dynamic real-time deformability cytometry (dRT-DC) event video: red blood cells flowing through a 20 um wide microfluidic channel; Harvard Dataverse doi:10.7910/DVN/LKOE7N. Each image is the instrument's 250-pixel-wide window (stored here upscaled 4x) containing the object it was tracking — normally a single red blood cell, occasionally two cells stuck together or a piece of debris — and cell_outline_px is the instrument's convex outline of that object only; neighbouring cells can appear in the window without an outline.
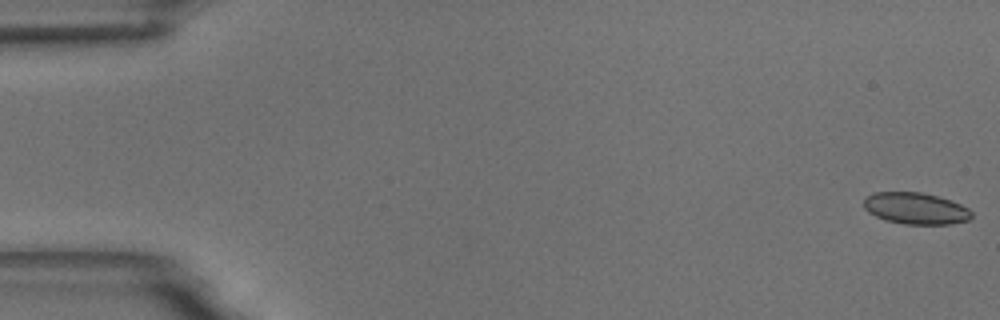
{"species": "common noctule bat (a hibernating species)", "species_latin": "Nyctalus noctula", "temperature_condition": "room temperature", "stored_images_in_passage": 55, "camera_frame_rate_fps": 3000, "um_per_image_px": 0.085, "animal": {"sex": "male", "body_mass_g": 18.8}, "frame": {"image": 1, "passage_image": 1, "time_ms": 0.0, "image_size_px": [1000, 320], "cell_outline_px": [[972, 216], [968, 220], [948, 224], [904, 224], [884, 220], [868, 212], [864, 208], [864, 200], [872, 192], [920, 192], [952, 200], [968, 208], [972, 212]], "centroid_in_image_um": [77.82, 17.71], "position_along_channel_um": 7.2, "area_um2": 19.83}}
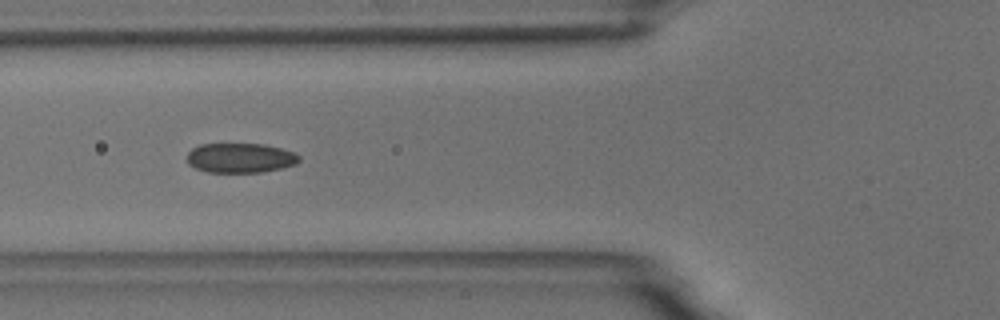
{"frame": {"image": 2, "passage_image": 21, "time_ms": 6.667, "image_size_px": [1000, 320], "cell_outline_px": [[300, 160], [296, 164], [280, 168], [260, 172], [208, 172], [196, 168], [188, 164], [188, 152], [192, 148], [200, 144], [264, 144], [296, 152], [300, 156]], "centroid_in_image_um": [20.44, 13.42], "position_along_channel_um": 105.4, "area_um2": 19.36}}
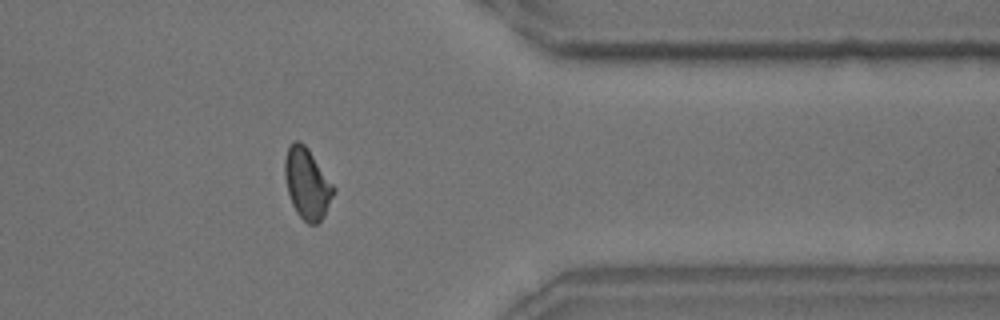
{"frame": {"image": 3, "passage_image": 45, "time_ms": 14.667, "image_size_px": [1000, 320], "cell_outline_px": [[336, 192], [324, 216], [316, 224], [308, 224], [296, 212], [292, 204], [288, 192], [284, 176], [284, 160], [288, 148], [296, 140], [300, 140], [308, 148], [336, 188]], "centroid_in_image_um": [26.12, 15.61], "position_along_channel_um": 385.3, "area_um2": 20.17}, "authors_computed_cell_mechanics": {"area_um2": 19.8254, "velocity_mm_per_s": 3.6684, "shape_relaxation_time_tau1_ms": 9.8135, "shape_relaxation_time_tau2_ms": 2.5214, "deformation_change_tau1": 0.149, "deformation_change_tau2": 0.0725}}